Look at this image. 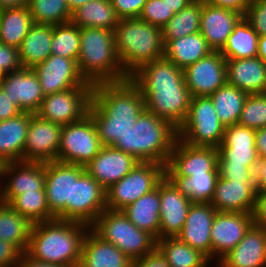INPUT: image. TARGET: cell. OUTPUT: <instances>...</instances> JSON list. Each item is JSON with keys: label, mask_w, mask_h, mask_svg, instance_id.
I'll list each match as a JSON object with an SVG mask.
<instances>
[{"label": "cell", "mask_w": 266, "mask_h": 267, "mask_svg": "<svg viewBox=\"0 0 266 267\" xmlns=\"http://www.w3.org/2000/svg\"><path fill=\"white\" fill-rule=\"evenodd\" d=\"M140 161L113 146H102L85 171L105 190L126 176Z\"/></svg>", "instance_id": "cell-22"}, {"label": "cell", "mask_w": 266, "mask_h": 267, "mask_svg": "<svg viewBox=\"0 0 266 267\" xmlns=\"http://www.w3.org/2000/svg\"><path fill=\"white\" fill-rule=\"evenodd\" d=\"M159 183L151 192L126 206L121 212L139 229L145 230L159 239L160 228Z\"/></svg>", "instance_id": "cell-32"}, {"label": "cell", "mask_w": 266, "mask_h": 267, "mask_svg": "<svg viewBox=\"0 0 266 267\" xmlns=\"http://www.w3.org/2000/svg\"><path fill=\"white\" fill-rule=\"evenodd\" d=\"M119 18L111 0H91L72 12L71 22L80 28H116Z\"/></svg>", "instance_id": "cell-34"}, {"label": "cell", "mask_w": 266, "mask_h": 267, "mask_svg": "<svg viewBox=\"0 0 266 267\" xmlns=\"http://www.w3.org/2000/svg\"><path fill=\"white\" fill-rule=\"evenodd\" d=\"M219 177L228 180H252L249 168L237 165H218Z\"/></svg>", "instance_id": "cell-53"}, {"label": "cell", "mask_w": 266, "mask_h": 267, "mask_svg": "<svg viewBox=\"0 0 266 267\" xmlns=\"http://www.w3.org/2000/svg\"><path fill=\"white\" fill-rule=\"evenodd\" d=\"M218 158V148L192 146L178 138L165 166V176L189 177L218 171Z\"/></svg>", "instance_id": "cell-13"}, {"label": "cell", "mask_w": 266, "mask_h": 267, "mask_svg": "<svg viewBox=\"0 0 266 267\" xmlns=\"http://www.w3.org/2000/svg\"><path fill=\"white\" fill-rule=\"evenodd\" d=\"M173 15V10L163 0H147L138 18L162 28Z\"/></svg>", "instance_id": "cell-46"}, {"label": "cell", "mask_w": 266, "mask_h": 267, "mask_svg": "<svg viewBox=\"0 0 266 267\" xmlns=\"http://www.w3.org/2000/svg\"><path fill=\"white\" fill-rule=\"evenodd\" d=\"M66 1L69 6L70 12L72 13L73 11L85 5L87 2L91 0H66Z\"/></svg>", "instance_id": "cell-62"}, {"label": "cell", "mask_w": 266, "mask_h": 267, "mask_svg": "<svg viewBox=\"0 0 266 267\" xmlns=\"http://www.w3.org/2000/svg\"><path fill=\"white\" fill-rule=\"evenodd\" d=\"M238 124L255 130L266 127V93L247 96Z\"/></svg>", "instance_id": "cell-45"}, {"label": "cell", "mask_w": 266, "mask_h": 267, "mask_svg": "<svg viewBox=\"0 0 266 267\" xmlns=\"http://www.w3.org/2000/svg\"><path fill=\"white\" fill-rule=\"evenodd\" d=\"M132 267H170L165 258L156 249L154 252L132 261Z\"/></svg>", "instance_id": "cell-55"}, {"label": "cell", "mask_w": 266, "mask_h": 267, "mask_svg": "<svg viewBox=\"0 0 266 267\" xmlns=\"http://www.w3.org/2000/svg\"><path fill=\"white\" fill-rule=\"evenodd\" d=\"M52 38L53 25L33 23L18 48L22 68H33L49 58Z\"/></svg>", "instance_id": "cell-31"}, {"label": "cell", "mask_w": 266, "mask_h": 267, "mask_svg": "<svg viewBox=\"0 0 266 267\" xmlns=\"http://www.w3.org/2000/svg\"><path fill=\"white\" fill-rule=\"evenodd\" d=\"M256 190L252 180L217 179L210 204L217 212L252 213Z\"/></svg>", "instance_id": "cell-25"}, {"label": "cell", "mask_w": 266, "mask_h": 267, "mask_svg": "<svg viewBox=\"0 0 266 267\" xmlns=\"http://www.w3.org/2000/svg\"><path fill=\"white\" fill-rule=\"evenodd\" d=\"M28 10L33 23L58 25L71 21L66 0H29Z\"/></svg>", "instance_id": "cell-43"}, {"label": "cell", "mask_w": 266, "mask_h": 267, "mask_svg": "<svg viewBox=\"0 0 266 267\" xmlns=\"http://www.w3.org/2000/svg\"><path fill=\"white\" fill-rule=\"evenodd\" d=\"M217 210L210 203H192L181 232L176 236L211 262V228Z\"/></svg>", "instance_id": "cell-24"}, {"label": "cell", "mask_w": 266, "mask_h": 267, "mask_svg": "<svg viewBox=\"0 0 266 267\" xmlns=\"http://www.w3.org/2000/svg\"><path fill=\"white\" fill-rule=\"evenodd\" d=\"M165 177V165L139 162L126 176L106 189V209L121 211L155 189Z\"/></svg>", "instance_id": "cell-9"}, {"label": "cell", "mask_w": 266, "mask_h": 267, "mask_svg": "<svg viewBox=\"0 0 266 267\" xmlns=\"http://www.w3.org/2000/svg\"><path fill=\"white\" fill-rule=\"evenodd\" d=\"M129 79L139 88L145 110L170 122L177 129L182 125L192 98L183 69L163 57L145 64Z\"/></svg>", "instance_id": "cell-1"}, {"label": "cell", "mask_w": 266, "mask_h": 267, "mask_svg": "<svg viewBox=\"0 0 266 267\" xmlns=\"http://www.w3.org/2000/svg\"><path fill=\"white\" fill-rule=\"evenodd\" d=\"M221 123L209 96L192 97L188 115L178 128V138L192 146L218 148L224 138Z\"/></svg>", "instance_id": "cell-8"}, {"label": "cell", "mask_w": 266, "mask_h": 267, "mask_svg": "<svg viewBox=\"0 0 266 267\" xmlns=\"http://www.w3.org/2000/svg\"><path fill=\"white\" fill-rule=\"evenodd\" d=\"M33 115L22 112L0 121V159L3 163L24 161L27 130Z\"/></svg>", "instance_id": "cell-30"}, {"label": "cell", "mask_w": 266, "mask_h": 267, "mask_svg": "<svg viewBox=\"0 0 266 267\" xmlns=\"http://www.w3.org/2000/svg\"><path fill=\"white\" fill-rule=\"evenodd\" d=\"M251 0H204V2L224 9H230L241 13L243 16L246 14L247 8Z\"/></svg>", "instance_id": "cell-56"}, {"label": "cell", "mask_w": 266, "mask_h": 267, "mask_svg": "<svg viewBox=\"0 0 266 267\" xmlns=\"http://www.w3.org/2000/svg\"><path fill=\"white\" fill-rule=\"evenodd\" d=\"M244 18L259 37L266 35V0H251Z\"/></svg>", "instance_id": "cell-47"}, {"label": "cell", "mask_w": 266, "mask_h": 267, "mask_svg": "<svg viewBox=\"0 0 266 267\" xmlns=\"http://www.w3.org/2000/svg\"><path fill=\"white\" fill-rule=\"evenodd\" d=\"M3 162L1 161V159H0V179H2L1 178V173H2V167H3ZM2 182H3V179H2V181L0 180V183L2 184Z\"/></svg>", "instance_id": "cell-63"}, {"label": "cell", "mask_w": 266, "mask_h": 267, "mask_svg": "<svg viewBox=\"0 0 266 267\" xmlns=\"http://www.w3.org/2000/svg\"><path fill=\"white\" fill-rule=\"evenodd\" d=\"M178 129L170 122L144 110L135 124L111 146L134 156L140 162L167 165Z\"/></svg>", "instance_id": "cell-4"}, {"label": "cell", "mask_w": 266, "mask_h": 267, "mask_svg": "<svg viewBox=\"0 0 266 267\" xmlns=\"http://www.w3.org/2000/svg\"><path fill=\"white\" fill-rule=\"evenodd\" d=\"M16 267H69L64 265L52 264L45 261L36 260L30 257L26 252L22 253L20 262Z\"/></svg>", "instance_id": "cell-57"}, {"label": "cell", "mask_w": 266, "mask_h": 267, "mask_svg": "<svg viewBox=\"0 0 266 267\" xmlns=\"http://www.w3.org/2000/svg\"><path fill=\"white\" fill-rule=\"evenodd\" d=\"M9 205L32 224L56 219L48 207L45 190L23 192L17 195Z\"/></svg>", "instance_id": "cell-42"}, {"label": "cell", "mask_w": 266, "mask_h": 267, "mask_svg": "<svg viewBox=\"0 0 266 267\" xmlns=\"http://www.w3.org/2000/svg\"><path fill=\"white\" fill-rule=\"evenodd\" d=\"M252 214L253 224L266 229V189L256 191Z\"/></svg>", "instance_id": "cell-51"}, {"label": "cell", "mask_w": 266, "mask_h": 267, "mask_svg": "<svg viewBox=\"0 0 266 267\" xmlns=\"http://www.w3.org/2000/svg\"><path fill=\"white\" fill-rule=\"evenodd\" d=\"M102 144L91 115L62 126L57 161L86 166L100 151Z\"/></svg>", "instance_id": "cell-10"}, {"label": "cell", "mask_w": 266, "mask_h": 267, "mask_svg": "<svg viewBox=\"0 0 266 267\" xmlns=\"http://www.w3.org/2000/svg\"><path fill=\"white\" fill-rule=\"evenodd\" d=\"M243 17L241 13L212 6L202 0L200 33L213 51H221Z\"/></svg>", "instance_id": "cell-27"}, {"label": "cell", "mask_w": 266, "mask_h": 267, "mask_svg": "<svg viewBox=\"0 0 266 267\" xmlns=\"http://www.w3.org/2000/svg\"><path fill=\"white\" fill-rule=\"evenodd\" d=\"M45 191L51 213L59 220L69 221L72 203V164L45 162Z\"/></svg>", "instance_id": "cell-20"}, {"label": "cell", "mask_w": 266, "mask_h": 267, "mask_svg": "<svg viewBox=\"0 0 266 267\" xmlns=\"http://www.w3.org/2000/svg\"><path fill=\"white\" fill-rule=\"evenodd\" d=\"M90 226L67 220L54 219L32 226L26 253L40 261L78 267L82 244Z\"/></svg>", "instance_id": "cell-3"}, {"label": "cell", "mask_w": 266, "mask_h": 267, "mask_svg": "<svg viewBox=\"0 0 266 267\" xmlns=\"http://www.w3.org/2000/svg\"><path fill=\"white\" fill-rule=\"evenodd\" d=\"M255 145L259 158H266V127L255 130Z\"/></svg>", "instance_id": "cell-58"}, {"label": "cell", "mask_w": 266, "mask_h": 267, "mask_svg": "<svg viewBox=\"0 0 266 267\" xmlns=\"http://www.w3.org/2000/svg\"><path fill=\"white\" fill-rule=\"evenodd\" d=\"M37 74L44 95L77 87H93L81 75L76 60L52 54L33 68Z\"/></svg>", "instance_id": "cell-14"}, {"label": "cell", "mask_w": 266, "mask_h": 267, "mask_svg": "<svg viewBox=\"0 0 266 267\" xmlns=\"http://www.w3.org/2000/svg\"><path fill=\"white\" fill-rule=\"evenodd\" d=\"M79 50L80 27L71 21L53 25L52 54L77 61Z\"/></svg>", "instance_id": "cell-44"}, {"label": "cell", "mask_w": 266, "mask_h": 267, "mask_svg": "<svg viewBox=\"0 0 266 267\" xmlns=\"http://www.w3.org/2000/svg\"><path fill=\"white\" fill-rule=\"evenodd\" d=\"M156 249L170 267H211L210 260L204 254L177 237L158 239Z\"/></svg>", "instance_id": "cell-35"}, {"label": "cell", "mask_w": 266, "mask_h": 267, "mask_svg": "<svg viewBox=\"0 0 266 267\" xmlns=\"http://www.w3.org/2000/svg\"><path fill=\"white\" fill-rule=\"evenodd\" d=\"M211 52L213 50L200 32L169 40L164 45V58L183 70Z\"/></svg>", "instance_id": "cell-33"}, {"label": "cell", "mask_w": 266, "mask_h": 267, "mask_svg": "<svg viewBox=\"0 0 266 267\" xmlns=\"http://www.w3.org/2000/svg\"><path fill=\"white\" fill-rule=\"evenodd\" d=\"M78 69L91 84L128 79L116 52L114 31L103 28H80Z\"/></svg>", "instance_id": "cell-6"}, {"label": "cell", "mask_w": 266, "mask_h": 267, "mask_svg": "<svg viewBox=\"0 0 266 267\" xmlns=\"http://www.w3.org/2000/svg\"><path fill=\"white\" fill-rule=\"evenodd\" d=\"M202 0H194L162 27L164 45L169 40L200 32Z\"/></svg>", "instance_id": "cell-41"}, {"label": "cell", "mask_w": 266, "mask_h": 267, "mask_svg": "<svg viewBox=\"0 0 266 267\" xmlns=\"http://www.w3.org/2000/svg\"><path fill=\"white\" fill-rule=\"evenodd\" d=\"M266 63V35L258 38V55Z\"/></svg>", "instance_id": "cell-61"}, {"label": "cell", "mask_w": 266, "mask_h": 267, "mask_svg": "<svg viewBox=\"0 0 266 267\" xmlns=\"http://www.w3.org/2000/svg\"><path fill=\"white\" fill-rule=\"evenodd\" d=\"M147 0H111L119 19L138 18Z\"/></svg>", "instance_id": "cell-49"}, {"label": "cell", "mask_w": 266, "mask_h": 267, "mask_svg": "<svg viewBox=\"0 0 266 267\" xmlns=\"http://www.w3.org/2000/svg\"><path fill=\"white\" fill-rule=\"evenodd\" d=\"M106 209V190L85 171L72 164V203H69V221L91 226Z\"/></svg>", "instance_id": "cell-11"}, {"label": "cell", "mask_w": 266, "mask_h": 267, "mask_svg": "<svg viewBox=\"0 0 266 267\" xmlns=\"http://www.w3.org/2000/svg\"><path fill=\"white\" fill-rule=\"evenodd\" d=\"M218 151V165H244L250 168L259 158L255 145V129L239 124L225 127Z\"/></svg>", "instance_id": "cell-21"}, {"label": "cell", "mask_w": 266, "mask_h": 267, "mask_svg": "<svg viewBox=\"0 0 266 267\" xmlns=\"http://www.w3.org/2000/svg\"><path fill=\"white\" fill-rule=\"evenodd\" d=\"M253 224L251 213L216 212L211 228V263L230 252ZM216 257V258H215Z\"/></svg>", "instance_id": "cell-17"}, {"label": "cell", "mask_w": 266, "mask_h": 267, "mask_svg": "<svg viewBox=\"0 0 266 267\" xmlns=\"http://www.w3.org/2000/svg\"><path fill=\"white\" fill-rule=\"evenodd\" d=\"M102 240L114 244L131 261L156 250L157 239L135 226L121 211L105 209L90 226Z\"/></svg>", "instance_id": "cell-7"}, {"label": "cell", "mask_w": 266, "mask_h": 267, "mask_svg": "<svg viewBox=\"0 0 266 267\" xmlns=\"http://www.w3.org/2000/svg\"><path fill=\"white\" fill-rule=\"evenodd\" d=\"M22 113L18 106L10 99L0 86V121L13 118Z\"/></svg>", "instance_id": "cell-54"}, {"label": "cell", "mask_w": 266, "mask_h": 267, "mask_svg": "<svg viewBox=\"0 0 266 267\" xmlns=\"http://www.w3.org/2000/svg\"><path fill=\"white\" fill-rule=\"evenodd\" d=\"M2 77H3V74L0 72V80H1Z\"/></svg>", "instance_id": "cell-64"}, {"label": "cell", "mask_w": 266, "mask_h": 267, "mask_svg": "<svg viewBox=\"0 0 266 267\" xmlns=\"http://www.w3.org/2000/svg\"><path fill=\"white\" fill-rule=\"evenodd\" d=\"M217 263L216 267H266V229L252 224L243 239Z\"/></svg>", "instance_id": "cell-26"}, {"label": "cell", "mask_w": 266, "mask_h": 267, "mask_svg": "<svg viewBox=\"0 0 266 267\" xmlns=\"http://www.w3.org/2000/svg\"><path fill=\"white\" fill-rule=\"evenodd\" d=\"M183 71L192 97L211 96L227 83L226 59L220 51L211 52Z\"/></svg>", "instance_id": "cell-15"}, {"label": "cell", "mask_w": 266, "mask_h": 267, "mask_svg": "<svg viewBox=\"0 0 266 267\" xmlns=\"http://www.w3.org/2000/svg\"><path fill=\"white\" fill-rule=\"evenodd\" d=\"M93 87H77L45 95L36 115L64 126L88 114Z\"/></svg>", "instance_id": "cell-12"}, {"label": "cell", "mask_w": 266, "mask_h": 267, "mask_svg": "<svg viewBox=\"0 0 266 267\" xmlns=\"http://www.w3.org/2000/svg\"><path fill=\"white\" fill-rule=\"evenodd\" d=\"M255 190L266 189V158H258L249 168Z\"/></svg>", "instance_id": "cell-52"}, {"label": "cell", "mask_w": 266, "mask_h": 267, "mask_svg": "<svg viewBox=\"0 0 266 267\" xmlns=\"http://www.w3.org/2000/svg\"><path fill=\"white\" fill-rule=\"evenodd\" d=\"M22 253L17 246L0 239V267H16Z\"/></svg>", "instance_id": "cell-50"}, {"label": "cell", "mask_w": 266, "mask_h": 267, "mask_svg": "<svg viewBox=\"0 0 266 267\" xmlns=\"http://www.w3.org/2000/svg\"><path fill=\"white\" fill-rule=\"evenodd\" d=\"M33 21L28 7L0 12V43L19 48Z\"/></svg>", "instance_id": "cell-40"}, {"label": "cell", "mask_w": 266, "mask_h": 267, "mask_svg": "<svg viewBox=\"0 0 266 267\" xmlns=\"http://www.w3.org/2000/svg\"><path fill=\"white\" fill-rule=\"evenodd\" d=\"M160 191V228L159 239L176 237L182 230L192 204L182 195L175 185L165 176L159 182Z\"/></svg>", "instance_id": "cell-23"}, {"label": "cell", "mask_w": 266, "mask_h": 267, "mask_svg": "<svg viewBox=\"0 0 266 267\" xmlns=\"http://www.w3.org/2000/svg\"><path fill=\"white\" fill-rule=\"evenodd\" d=\"M114 41L128 77L145 64L164 57L162 28L139 18L119 19L114 29Z\"/></svg>", "instance_id": "cell-5"}, {"label": "cell", "mask_w": 266, "mask_h": 267, "mask_svg": "<svg viewBox=\"0 0 266 267\" xmlns=\"http://www.w3.org/2000/svg\"><path fill=\"white\" fill-rule=\"evenodd\" d=\"M165 4L171 8L174 14L181 11L183 8L188 6L194 0H163Z\"/></svg>", "instance_id": "cell-60"}, {"label": "cell", "mask_w": 266, "mask_h": 267, "mask_svg": "<svg viewBox=\"0 0 266 267\" xmlns=\"http://www.w3.org/2000/svg\"><path fill=\"white\" fill-rule=\"evenodd\" d=\"M259 35L243 17L234 27L223 49L220 51L225 59H243L258 55Z\"/></svg>", "instance_id": "cell-38"}, {"label": "cell", "mask_w": 266, "mask_h": 267, "mask_svg": "<svg viewBox=\"0 0 266 267\" xmlns=\"http://www.w3.org/2000/svg\"><path fill=\"white\" fill-rule=\"evenodd\" d=\"M29 0H0V12L28 7Z\"/></svg>", "instance_id": "cell-59"}, {"label": "cell", "mask_w": 266, "mask_h": 267, "mask_svg": "<svg viewBox=\"0 0 266 267\" xmlns=\"http://www.w3.org/2000/svg\"><path fill=\"white\" fill-rule=\"evenodd\" d=\"M62 126L34 114L27 130L24 161H57Z\"/></svg>", "instance_id": "cell-18"}, {"label": "cell", "mask_w": 266, "mask_h": 267, "mask_svg": "<svg viewBox=\"0 0 266 267\" xmlns=\"http://www.w3.org/2000/svg\"><path fill=\"white\" fill-rule=\"evenodd\" d=\"M182 195L192 203H210L213 198L219 171H206V174L193 176H166Z\"/></svg>", "instance_id": "cell-37"}, {"label": "cell", "mask_w": 266, "mask_h": 267, "mask_svg": "<svg viewBox=\"0 0 266 267\" xmlns=\"http://www.w3.org/2000/svg\"><path fill=\"white\" fill-rule=\"evenodd\" d=\"M0 86L21 112L36 114L45 97L37 74L32 68L4 74Z\"/></svg>", "instance_id": "cell-19"}, {"label": "cell", "mask_w": 266, "mask_h": 267, "mask_svg": "<svg viewBox=\"0 0 266 267\" xmlns=\"http://www.w3.org/2000/svg\"><path fill=\"white\" fill-rule=\"evenodd\" d=\"M227 84L247 94L266 93V63L258 56L226 59Z\"/></svg>", "instance_id": "cell-28"}, {"label": "cell", "mask_w": 266, "mask_h": 267, "mask_svg": "<svg viewBox=\"0 0 266 267\" xmlns=\"http://www.w3.org/2000/svg\"><path fill=\"white\" fill-rule=\"evenodd\" d=\"M78 267H132V261L114 244L102 240L89 229Z\"/></svg>", "instance_id": "cell-29"}, {"label": "cell", "mask_w": 266, "mask_h": 267, "mask_svg": "<svg viewBox=\"0 0 266 267\" xmlns=\"http://www.w3.org/2000/svg\"><path fill=\"white\" fill-rule=\"evenodd\" d=\"M21 68L18 48L0 43V72L4 75Z\"/></svg>", "instance_id": "cell-48"}, {"label": "cell", "mask_w": 266, "mask_h": 267, "mask_svg": "<svg viewBox=\"0 0 266 267\" xmlns=\"http://www.w3.org/2000/svg\"><path fill=\"white\" fill-rule=\"evenodd\" d=\"M1 177H7L8 181L4 186L0 183V202L9 204L23 192L45 190V163L6 162L3 164Z\"/></svg>", "instance_id": "cell-16"}, {"label": "cell", "mask_w": 266, "mask_h": 267, "mask_svg": "<svg viewBox=\"0 0 266 267\" xmlns=\"http://www.w3.org/2000/svg\"><path fill=\"white\" fill-rule=\"evenodd\" d=\"M144 110V98L129 78L93 85L88 113L94 121L102 146H111L121 138Z\"/></svg>", "instance_id": "cell-2"}, {"label": "cell", "mask_w": 266, "mask_h": 267, "mask_svg": "<svg viewBox=\"0 0 266 267\" xmlns=\"http://www.w3.org/2000/svg\"><path fill=\"white\" fill-rule=\"evenodd\" d=\"M33 224L9 204L0 202V239L26 252Z\"/></svg>", "instance_id": "cell-36"}, {"label": "cell", "mask_w": 266, "mask_h": 267, "mask_svg": "<svg viewBox=\"0 0 266 267\" xmlns=\"http://www.w3.org/2000/svg\"><path fill=\"white\" fill-rule=\"evenodd\" d=\"M248 95L246 92L226 83L209 96L221 123L225 127L238 124Z\"/></svg>", "instance_id": "cell-39"}]
</instances>
